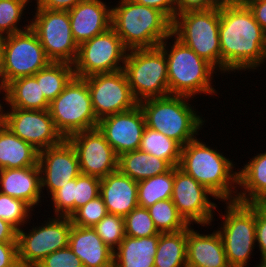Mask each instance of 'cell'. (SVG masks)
<instances>
[{
    "label": "cell",
    "instance_id": "obj_1",
    "mask_svg": "<svg viewBox=\"0 0 266 267\" xmlns=\"http://www.w3.org/2000/svg\"><path fill=\"white\" fill-rule=\"evenodd\" d=\"M219 41L221 74L254 71L266 60V33L247 6L222 1Z\"/></svg>",
    "mask_w": 266,
    "mask_h": 267
},
{
    "label": "cell",
    "instance_id": "obj_2",
    "mask_svg": "<svg viewBox=\"0 0 266 267\" xmlns=\"http://www.w3.org/2000/svg\"><path fill=\"white\" fill-rule=\"evenodd\" d=\"M200 140L197 137L182 147L178 167L205 186L220 201H235L238 191V169L236 171L235 162L224 156L223 152L217 151V148L213 149Z\"/></svg>",
    "mask_w": 266,
    "mask_h": 267
},
{
    "label": "cell",
    "instance_id": "obj_3",
    "mask_svg": "<svg viewBox=\"0 0 266 267\" xmlns=\"http://www.w3.org/2000/svg\"><path fill=\"white\" fill-rule=\"evenodd\" d=\"M112 6L111 27L128 49L158 47L172 34V21L160 10L120 0Z\"/></svg>",
    "mask_w": 266,
    "mask_h": 267
},
{
    "label": "cell",
    "instance_id": "obj_4",
    "mask_svg": "<svg viewBox=\"0 0 266 267\" xmlns=\"http://www.w3.org/2000/svg\"><path fill=\"white\" fill-rule=\"evenodd\" d=\"M169 39L174 40L172 44L168 43ZM159 47L164 51L167 59L169 95H183L191 98L199 94L215 96L217 91L212 85V80L214 74H217L210 63L199 57L173 34L164 39Z\"/></svg>",
    "mask_w": 266,
    "mask_h": 267
},
{
    "label": "cell",
    "instance_id": "obj_5",
    "mask_svg": "<svg viewBox=\"0 0 266 267\" xmlns=\"http://www.w3.org/2000/svg\"><path fill=\"white\" fill-rule=\"evenodd\" d=\"M190 100L188 96L167 95L140 101L139 106L147 127L163 133L183 147L199 135L206 122L188 102Z\"/></svg>",
    "mask_w": 266,
    "mask_h": 267
},
{
    "label": "cell",
    "instance_id": "obj_6",
    "mask_svg": "<svg viewBox=\"0 0 266 267\" xmlns=\"http://www.w3.org/2000/svg\"><path fill=\"white\" fill-rule=\"evenodd\" d=\"M219 25L220 5L206 10H189L175 16L172 34L221 73Z\"/></svg>",
    "mask_w": 266,
    "mask_h": 267
},
{
    "label": "cell",
    "instance_id": "obj_7",
    "mask_svg": "<svg viewBox=\"0 0 266 267\" xmlns=\"http://www.w3.org/2000/svg\"><path fill=\"white\" fill-rule=\"evenodd\" d=\"M123 71L138 102L169 95L167 59L159 46L128 50Z\"/></svg>",
    "mask_w": 266,
    "mask_h": 267
},
{
    "label": "cell",
    "instance_id": "obj_8",
    "mask_svg": "<svg viewBox=\"0 0 266 267\" xmlns=\"http://www.w3.org/2000/svg\"><path fill=\"white\" fill-rule=\"evenodd\" d=\"M49 112L55 128L64 139L98 126L99 120L94 113L85 78L74 76L64 90L50 102Z\"/></svg>",
    "mask_w": 266,
    "mask_h": 267
},
{
    "label": "cell",
    "instance_id": "obj_9",
    "mask_svg": "<svg viewBox=\"0 0 266 267\" xmlns=\"http://www.w3.org/2000/svg\"><path fill=\"white\" fill-rule=\"evenodd\" d=\"M225 204L221 227L217 230L226 259L230 267H246L256 246L255 204L237 201H226Z\"/></svg>",
    "mask_w": 266,
    "mask_h": 267
},
{
    "label": "cell",
    "instance_id": "obj_10",
    "mask_svg": "<svg viewBox=\"0 0 266 267\" xmlns=\"http://www.w3.org/2000/svg\"><path fill=\"white\" fill-rule=\"evenodd\" d=\"M40 226L17 230L18 259L21 267H31L38 264L49 254L68 247L72 228L68 216H53L47 218ZM35 226V227H34Z\"/></svg>",
    "mask_w": 266,
    "mask_h": 267
},
{
    "label": "cell",
    "instance_id": "obj_11",
    "mask_svg": "<svg viewBox=\"0 0 266 267\" xmlns=\"http://www.w3.org/2000/svg\"><path fill=\"white\" fill-rule=\"evenodd\" d=\"M30 28L37 34L51 62L74 64L78 45L74 41L68 11L35 8Z\"/></svg>",
    "mask_w": 266,
    "mask_h": 267
},
{
    "label": "cell",
    "instance_id": "obj_12",
    "mask_svg": "<svg viewBox=\"0 0 266 267\" xmlns=\"http://www.w3.org/2000/svg\"><path fill=\"white\" fill-rule=\"evenodd\" d=\"M127 52L116 31L110 27L78 46V55L73 64L75 76L85 78L93 74L120 71L124 67Z\"/></svg>",
    "mask_w": 266,
    "mask_h": 267
},
{
    "label": "cell",
    "instance_id": "obj_13",
    "mask_svg": "<svg viewBox=\"0 0 266 267\" xmlns=\"http://www.w3.org/2000/svg\"><path fill=\"white\" fill-rule=\"evenodd\" d=\"M4 76L7 83L34 76L51 61L37 34L31 29L2 37Z\"/></svg>",
    "mask_w": 266,
    "mask_h": 267
},
{
    "label": "cell",
    "instance_id": "obj_14",
    "mask_svg": "<svg viewBox=\"0 0 266 267\" xmlns=\"http://www.w3.org/2000/svg\"><path fill=\"white\" fill-rule=\"evenodd\" d=\"M94 113L98 120L139 105L135 99L125 72L98 73L85 77Z\"/></svg>",
    "mask_w": 266,
    "mask_h": 267
},
{
    "label": "cell",
    "instance_id": "obj_15",
    "mask_svg": "<svg viewBox=\"0 0 266 267\" xmlns=\"http://www.w3.org/2000/svg\"><path fill=\"white\" fill-rule=\"evenodd\" d=\"M1 103V123L22 140L41 151L60 144L64 138L55 128L49 110L7 108Z\"/></svg>",
    "mask_w": 266,
    "mask_h": 267
},
{
    "label": "cell",
    "instance_id": "obj_16",
    "mask_svg": "<svg viewBox=\"0 0 266 267\" xmlns=\"http://www.w3.org/2000/svg\"><path fill=\"white\" fill-rule=\"evenodd\" d=\"M217 198L205 186L186 174L178 166L174 167L173 194L171 200L179 214L189 224L202 227L211 226L217 205L210 200ZM194 223V224H193Z\"/></svg>",
    "mask_w": 266,
    "mask_h": 267
},
{
    "label": "cell",
    "instance_id": "obj_17",
    "mask_svg": "<svg viewBox=\"0 0 266 267\" xmlns=\"http://www.w3.org/2000/svg\"><path fill=\"white\" fill-rule=\"evenodd\" d=\"M67 140L76 150L82 174L101 179L118 170L119 157L98 128L77 132Z\"/></svg>",
    "mask_w": 266,
    "mask_h": 267
},
{
    "label": "cell",
    "instance_id": "obj_18",
    "mask_svg": "<svg viewBox=\"0 0 266 267\" xmlns=\"http://www.w3.org/2000/svg\"><path fill=\"white\" fill-rule=\"evenodd\" d=\"M38 165L41 171V190L49 191L48 197L81 174L76 150L67 139L39 151Z\"/></svg>",
    "mask_w": 266,
    "mask_h": 267
},
{
    "label": "cell",
    "instance_id": "obj_19",
    "mask_svg": "<svg viewBox=\"0 0 266 267\" xmlns=\"http://www.w3.org/2000/svg\"><path fill=\"white\" fill-rule=\"evenodd\" d=\"M145 127V116L139 105L129 111L104 117L97 126L118 157L139 149Z\"/></svg>",
    "mask_w": 266,
    "mask_h": 267
},
{
    "label": "cell",
    "instance_id": "obj_20",
    "mask_svg": "<svg viewBox=\"0 0 266 267\" xmlns=\"http://www.w3.org/2000/svg\"><path fill=\"white\" fill-rule=\"evenodd\" d=\"M102 0H83L68 11L74 41L79 46L111 27L112 6Z\"/></svg>",
    "mask_w": 266,
    "mask_h": 267
},
{
    "label": "cell",
    "instance_id": "obj_21",
    "mask_svg": "<svg viewBox=\"0 0 266 267\" xmlns=\"http://www.w3.org/2000/svg\"><path fill=\"white\" fill-rule=\"evenodd\" d=\"M138 182L119 169L101 178L99 195L109 214L125 217L138 205Z\"/></svg>",
    "mask_w": 266,
    "mask_h": 267
},
{
    "label": "cell",
    "instance_id": "obj_22",
    "mask_svg": "<svg viewBox=\"0 0 266 267\" xmlns=\"http://www.w3.org/2000/svg\"><path fill=\"white\" fill-rule=\"evenodd\" d=\"M187 227V267H230L218 230L200 234Z\"/></svg>",
    "mask_w": 266,
    "mask_h": 267
},
{
    "label": "cell",
    "instance_id": "obj_23",
    "mask_svg": "<svg viewBox=\"0 0 266 267\" xmlns=\"http://www.w3.org/2000/svg\"><path fill=\"white\" fill-rule=\"evenodd\" d=\"M0 193L28 203L33 209L41 203V171L39 165L0 169Z\"/></svg>",
    "mask_w": 266,
    "mask_h": 267
},
{
    "label": "cell",
    "instance_id": "obj_24",
    "mask_svg": "<svg viewBox=\"0 0 266 267\" xmlns=\"http://www.w3.org/2000/svg\"><path fill=\"white\" fill-rule=\"evenodd\" d=\"M68 246L81 260L83 267H113L114 251L92 227L72 224Z\"/></svg>",
    "mask_w": 266,
    "mask_h": 267
},
{
    "label": "cell",
    "instance_id": "obj_25",
    "mask_svg": "<svg viewBox=\"0 0 266 267\" xmlns=\"http://www.w3.org/2000/svg\"><path fill=\"white\" fill-rule=\"evenodd\" d=\"M238 171L237 202L266 204V151L257 153Z\"/></svg>",
    "mask_w": 266,
    "mask_h": 267
},
{
    "label": "cell",
    "instance_id": "obj_26",
    "mask_svg": "<svg viewBox=\"0 0 266 267\" xmlns=\"http://www.w3.org/2000/svg\"><path fill=\"white\" fill-rule=\"evenodd\" d=\"M159 235L134 238L127 236L114 250L113 267H154Z\"/></svg>",
    "mask_w": 266,
    "mask_h": 267
},
{
    "label": "cell",
    "instance_id": "obj_27",
    "mask_svg": "<svg viewBox=\"0 0 266 267\" xmlns=\"http://www.w3.org/2000/svg\"><path fill=\"white\" fill-rule=\"evenodd\" d=\"M39 151L0 122V169L38 165Z\"/></svg>",
    "mask_w": 266,
    "mask_h": 267
},
{
    "label": "cell",
    "instance_id": "obj_28",
    "mask_svg": "<svg viewBox=\"0 0 266 267\" xmlns=\"http://www.w3.org/2000/svg\"><path fill=\"white\" fill-rule=\"evenodd\" d=\"M2 98L10 108L49 110L50 103L46 100L40 83L34 76L21 77L11 81Z\"/></svg>",
    "mask_w": 266,
    "mask_h": 267
},
{
    "label": "cell",
    "instance_id": "obj_29",
    "mask_svg": "<svg viewBox=\"0 0 266 267\" xmlns=\"http://www.w3.org/2000/svg\"><path fill=\"white\" fill-rule=\"evenodd\" d=\"M171 166L163 159L140 149L119 156L118 169L136 182L167 172Z\"/></svg>",
    "mask_w": 266,
    "mask_h": 267
},
{
    "label": "cell",
    "instance_id": "obj_30",
    "mask_svg": "<svg viewBox=\"0 0 266 267\" xmlns=\"http://www.w3.org/2000/svg\"><path fill=\"white\" fill-rule=\"evenodd\" d=\"M154 267H187V228L159 234Z\"/></svg>",
    "mask_w": 266,
    "mask_h": 267
},
{
    "label": "cell",
    "instance_id": "obj_31",
    "mask_svg": "<svg viewBox=\"0 0 266 267\" xmlns=\"http://www.w3.org/2000/svg\"><path fill=\"white\" fill-rule=\"evenodd\" d=\"M74 76L73 65L64 62H50L34 75L49 103L64 90Z\"/></svg>",
    "mask_w": 266,
    "mask_h": 267
},
{
    "label": "cell",
    "instance_id": "obj_32",
    "mask_svg": "<svg viewBox=\"0 0 266 267\" xmlns=\"http://www.w3.org/2000/svg\"><path fill=\"white\" fill-rule=\"evenodd\" d=\"M139 149L165 160L171 167L179 166L182 146L152 128L145 127Z\"/></svg>",
    "mask_w": 266,
    "mask_h": 267
},
{
    "label": "cell",
    "instance_id": "obj_33",
    "mask_svg": "<svg viewBox=\"0 0 266 267\" xmlns=\"http://www.w3.org/2000/svg\"><path fill=\"white\" fill-rule=\"evenodd\" d=\"M174 167L167 172L138 182V205L148 208L160 200L171 199L173 194Z\"/></svg>",
    "mask_w": 266,
    "mask_h": 267
},
{
    "label": "cell",
    "instance_id": "obj_34",
    "mask_svg": "<svg viewBox=\"0 0 266 267\" xmlns=\"http://www.w3.org/2000/svg\"><path fill=\"white\" fill-rule=\"evenodd\" d=\"M147 210L159 233L179 232L189 226L171 199L160 200Z\"/></svg>",
    "mask_w": 266,
    "mask_h": 267
},
{
    "label": "cell",
    "instance_id": "obj_35",
    "mask_svg": "<svg viewBox=\"0 0 266 267\" xmlns=\"http://www.w3.org/2000/svg\"><path fill=\"white\" fill-rule=\"evenodd\" d=\"M32 0H0V37L22 32L30 28V21L24 26L20 20ZM20 26V27H18Z\"/></svg>",
    "mask_w": 266,
    "mask_h": 267
},
{
    "label": "cell",
    "instance_id": "obj_36",
    "mask_svg": "<svg viewBox=\"0 0 266 267\" xmlns=\"http://www.w3.org/2000/svg\"><path fill=\"white\" fill-rule=\"evenodd\" d=\"M32 211L33 208L25 201L0 193V218L17 230L31 221Z\"/></svg>",
    "mask_w": 266,
    "mask_h": 267
},
{
    "label": "cell",
    "instance_id": "obj_37",
    "mask_svg": "<svg viewBox=\"0 0 266 267\" xmlns=\"http://www.w3.org/2000/svg\"><path fill=\"white\" fill-rule=\"evenodd\" d=\"M125 232L134 238L152 237L159 235L157 228L147 210L137 206L124 217Z\"/></svg>",
    "mask_w": 266,
    "mask_h": 267
},
{
    "label": "cell",
    "instance_id": "obj_38",
    "mask_svg": "<svg viewBox=\"0 0 266 267\" xmlns=\"http://www.w3.org/2000/svg\"><path fill=\"white\" fill-rule=\"evenodd\" d=\"M92 228L102 241L113 251L126 237L124 217L119 215L108 213Z\"/></svg>",
    "mask_w": 266,
    "mask_h": 267
},
{
    "label": "cell",
    "instance_id": "obj_39",
    "mask_svg": "<svg viewBox=\"0 0 266 267\" xmlns=\"http://www.w3.org/2000/svg\"><path fill=\"white\" fill-rule=\"evenodd\" d=\"M108 214L106 205L99 195L85 205L78 208L71 216L73 225L80 227H94Z\"/></svg>",
    "mask_w": 266,
    "mask_h": 267
},
{
    "label": "cell",
    "instance_id": "obj_40",
    "mask_svg": "<svg viewBox=\"0 0 266 267\" xmlns=\"http://www.w3.org/2000/svg\"><path fill=\"white\" fill-rule=\"evenodd\" d=\"M100 182V178L82 173L76 178V184L74 185V212L99 196Z\"/></svg>",
    "mask_w": 266,
    "mask_h": 267
},
{
    "label": "cell",
    "instance_id": "obj_41",
    "mask_svg": "<svg viewBox=\"0 0 266 267\" xmlns=\"http://www.w3.org/2000/svg\"><path fill=\"white\" fill-rule=\"evenodd\" d=\"M76 178L68 181L66 185L59 188L52 196V208L54 216H68L74 213V185Z\"/></svg>",
    "mask_w": 266,
    "mask_h": 267
},
{
    "label": "cell",
    "instance_id": "obj_42",
    "mask_svg": "<svg viewBox=\"0 0 266 267\" xmlns=\"http://www.w3.org/2000/svg\"><path fill=\"white\" fill-rule=\"evenodd\" d=\"M38 264L41 267H83L81 260L69 246L49 254Z\"/></svg>",
    "mask_w": 266,
    "mask_h": 267
},
{
    "label": "cell",
    "instance_id": "obj_43",
    "mask_svg": "<svg viewBox=\"0 0 266 267\" xmlns=\"http://www.w3.org/2000/svg\"><path fill=\"white\" fill-rule=\"evenodd\" d=\"M255 239L261 259H266V204H255Z\"/></svg>",
    "mask_w": 266,
    "mask_h": 267
},
{
    "label": "cell",
    "instance_id": "obj_44",
    "mask_svg": "<svg viewBox=\"0 0 266 267\" xmlns=\"http://www.w3.org/2000/svg\"><path fill=\"white\" fill-rule=\"evenodd\" d=\"M0 267H21L17 242H0Z\"/></svg>",
    "mask_w": 266,
    "mask_h": 267
},
{
    "label": "cell",
    "instance_id": "obj_45",
    "mask_svg": "<svg viewBox=\"0 0 266 267\" xmlns=\"http://www.w3.org/2000/svg\"><path fill=\"white\" fill-rule=\"evenodd\" d=\"M220 4V0H176V15L189 10L212 9Z\"/></svg>",
    "mask_w": 266,
    "mask_h": 267
},
{
    "label": "cell",
    "instance_id": "obj_46",
    "mask_svg": "<svg viewBox=\"0 0 266 267\" xmlns=\"http://www.w3.org/2000/svg\"><path fill=\"white\" fill-rule=\"evenodd\" d=\"M138 4L156 8L163 12L171 21L176 16V0H132Z\"/></svg>",
    "mask_w": 266,
    "mask_h": 267
},
{
    "label": "cell",
    "instance_id": "obj_47",
    "mask_svg": "<svg viewBox=\"0 0 266 267\" xmlns=\"http://www.w3.org/2000/svg\"><path fill=\"white\" fill-rule=\"evenodd\" d=\"M35 8L69 11L83 0H35Z\"/></svg>",
    "mask_w": 266,
    "mask_h": 267
},
{
    "label": "cell",
    "instance_id": "obj_48",
    "mask_svg": "<svg viewBox=\"0 0 266 267\" xmlns=\"http://www.w3.org/2000/svg\"><path fill=\"white\" fill-rule=\"evenodd\" d=\"M254 19L266 33V0H260L247 5Z\"/></svg>",
    "mask_w": 266,
    "mask_h": 267
},
{
    "label": "cell",
    "instance_id": "obj_49",
    "mask_svg": "<svg viewBox=\"0 0 266 267\" xmlns=\"http://www.w3.org/2000/svg\"><path fill=\"white\" fill-rule=\"evenodd\" d=\"M0 242H17V229L0 218Z\"/></svg>",
    "mask_w": 266,
    "mask_h": 267
},
{
    "label": "cell",
    "instance_id": "obj_50",
    "mask_svg": "<svg viewBox=\"0 0 266 267\" xmlns=\"http://www.w3.org/2000/svg\"><path fill=\"white\" fill-rule=\"evenodd\" d=\"M8 83L4 76V63H3V44L2 37H0V94H4L7 90Z\"/></svg>",
    "mask_w": 266,
    "mask_h": 267
},
{
    "label": "cell",
    "instance_id": "obj_51",
    "mask_svg": "<svg viewBox=\"0 0 266 267\" xmlns=\"http://www.w3.org/2000/svg\"><path fill=\"white\" fill-rule=\"evenodd\" d=\"M231 3L242 5V6H247L253 2L260 1V0H227Z\"/></svg>",
    "mask_w": 266,
    "mask_h": 267
},
{
    "label": "cell",
    "instance_id": "obj_52",
    "mask_svg": "<svg viewBox=\"0 0 266 267\" xmlns=\"http://www.w3.org/2000/svg\"><path fill=\"white\" fill-rule=\"evenodd\" d=\"M256 267H266V259L260 260V263L255 265ZM254 266V267H255Z\"/></svg>",
    "mask_w": 266,
    "mask_h": 267
},
{
    "label": "cell",
    "instance_id": "obj_53",
    "mask_svg": "<svg viewBox=\"0 0 266 267\" xmlns=\"http://www.w3.org/2000/svg\"><path fill=\"white\" fill-rule=\"evenodd\" d=\"M0 122H1V102H0Z\"/></svg>",
    "mask_w": 266,
    "mask_h": 267
},
{
    "label": "cell",
    "instance_id": "obj_54",
    "mask_svg": "<svg viewBox=\"0 0 266 267\" xmlns=\"http://www.w3.org/2000/svg\"><path fill=\"white\" fill-rule=\"evenodd\" d=\"M31 267H41L39 264L33 265Z\"/></svg>",
    "mask_w": 266,
    "mask_h": 267
}]
</instances>
